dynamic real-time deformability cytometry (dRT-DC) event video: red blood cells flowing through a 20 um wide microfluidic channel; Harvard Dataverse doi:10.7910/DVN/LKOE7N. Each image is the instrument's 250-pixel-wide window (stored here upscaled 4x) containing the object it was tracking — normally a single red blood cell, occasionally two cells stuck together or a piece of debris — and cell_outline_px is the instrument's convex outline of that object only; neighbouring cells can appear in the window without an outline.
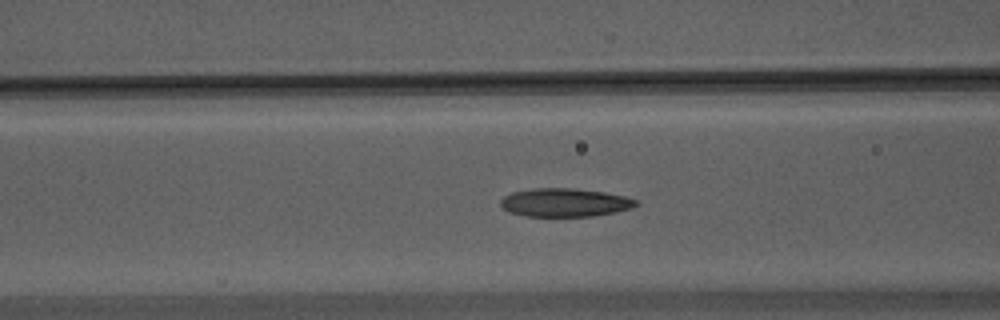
{"species": "Egyptian fruit bat (a non-hibernating species)", "species_latin": "Rousettus aegyptiacus", "temperature_condition": "warm", "stored_images_in_passage": 35, "camera_frame_rate_fps": 3000, "um_per_image_px": 0.085, "animal": {"sex": "male"}, "frame": {"image": 1, "passage_image": 9, "time_ms": 2.667, "image_size_px": [1000, 320], "cell_outline_px": [[640, 204], [632, 208], [616, 212], [592, 216], [524, 216], [508, 212], [500, 204], [500, 200], [504, 196], [512, 192], [532, 188], [572, 188], [604, 192], [624, 196], [636, 200]], "centroid_in_image_um": [48.0, 17.21], "position_along_channel_um": 118.6, "area_um2": 22.48}}
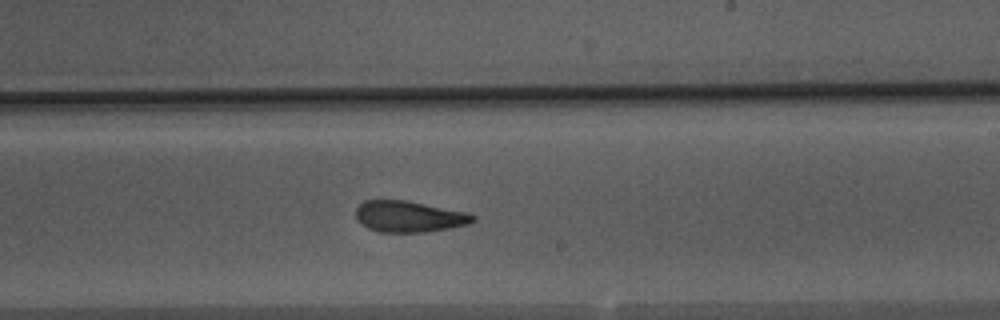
{"frame": {"image": 2, "passage_image": 20, "time_ms": 6.333, "image_size_px": [1000, 320], "cell_outline_px": [[476, 220], [468, 224], [448, 228], [424, 232], [380, 232], [368, 228], [360, 224], [356, 220], [356, 208], [364, 200], [404, 200], [468, 212], [476, 216]], "centroid_in_image_um": [34.75, 18.4], "position_along_channel_um": 254.2, "area_um2": 21.33}}
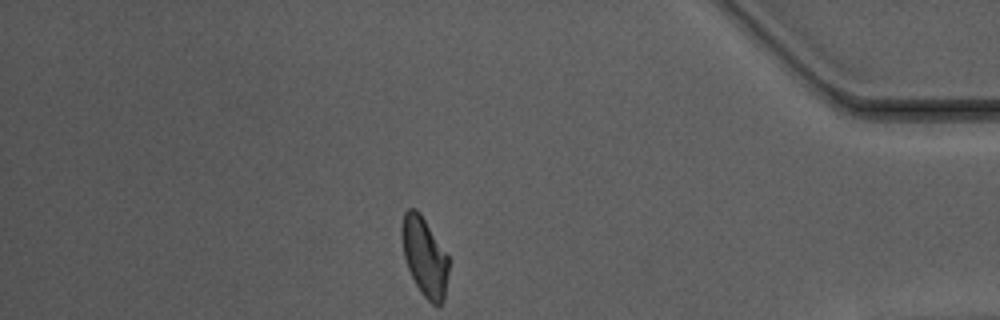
{"frame": {"image": 3, "passage_image": 35, "time_ms": 11.333, "image_size_px": [1000, 320], "cell_outline_px": [[448, 272], [444, 300], [440, 304], [432, 304], [420, 292], [408, 268], [404, 256], [400, 236], [400, 228], [404, 212], [408, 208], [416, 208], [420, 212], [448, 256]], "centroid_in_image_um": [36.06, 21.78], "position_along_channel_um": 399.1, "area_um2": 21.5}, "authors_computed_cell_mechanics": {"area_um2": 22.253, "velocity_mm_per_s": 3.7066, "shape_relaxation_time_tau1_ms": 5.9135, "shape_relaxation_time_tau2_ms": 2.5811, "deformation_change_tau1": 0.1685, "deformation_change_tau2": 0.0924}}